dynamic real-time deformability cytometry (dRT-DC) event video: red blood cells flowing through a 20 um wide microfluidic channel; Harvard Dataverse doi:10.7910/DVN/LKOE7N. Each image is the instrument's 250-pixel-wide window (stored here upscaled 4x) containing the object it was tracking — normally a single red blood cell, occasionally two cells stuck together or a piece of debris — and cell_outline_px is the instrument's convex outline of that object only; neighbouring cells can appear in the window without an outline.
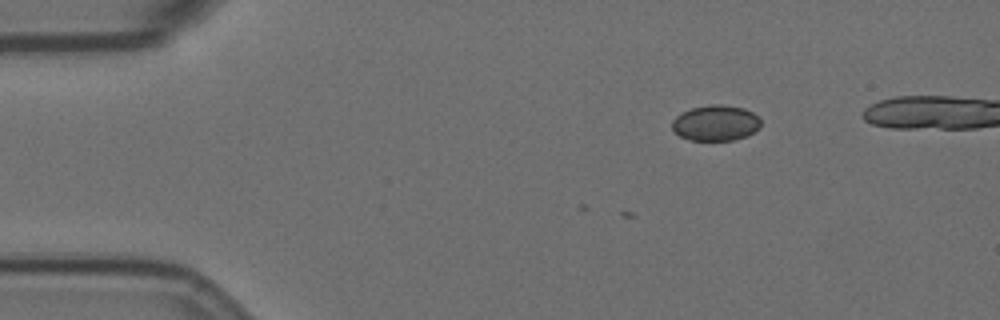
{"species": "Egyptian fruit bat (a non-hibernating species)", "species_latin": "Rousettus aegyptiacus", "temperature_condition": "room temperature", "stored_images_in_passage": 10, "camera_frame_rate_fps": 3000, "um_per_image_px": 0.085, "animal": {"sex": "female"}, "frame": {"image": 1, "passage_image": 10, "time_ms": 3.0, "image_size_px": [1000, 320], "cell_outline_px": [[760, 128], [748, 136], [732, 140], [692, 140], [680, 136], [672, 128], [672, 120], [680, 112], [692, 108], [712, 104], [724, 104], [744, 108], [752, 112], [760, 120]], "centroid_in_image_um": [60.84, 10.45], "position_along_channel_um": 24.2, "area_um2": 18.5}}